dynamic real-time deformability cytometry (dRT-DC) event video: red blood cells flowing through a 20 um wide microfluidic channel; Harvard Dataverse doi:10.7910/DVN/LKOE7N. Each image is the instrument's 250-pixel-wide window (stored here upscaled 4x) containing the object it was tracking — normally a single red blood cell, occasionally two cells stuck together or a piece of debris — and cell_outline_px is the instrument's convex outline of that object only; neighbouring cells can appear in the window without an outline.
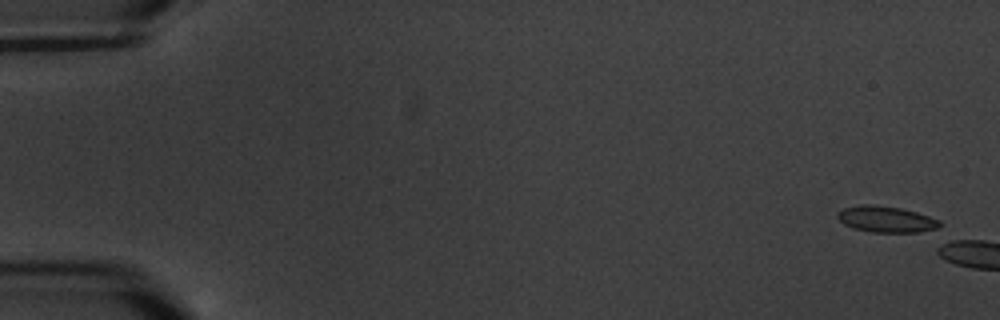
{"species": "common noctule bat (a hibernating species)", "species_latin": "Nyctalus noctula", "temperature_condition": "warm", "stored_images_in_passage": 5, "camera_frame_rate_fps": 3000, "um_per_image_px": 0.085, "animal": {"sex": "male", "body_mass_g": 20.1, "forearm_length_mm": 53.5}, "frame": {"image": 1, "passage_image": 1, "time_ms": 0.0, "image_size_px": [1000, 320], "cell_outline_px": [[940, 224], [936, 232], [872, 232], [852, 228], [844, 224], [836, 216], [836, 212], [844, 208], [860, 204], [872, 204], [900, 208], [916, 212], [940, 220]], "centroid_in_image_um": [75.34, 18.64], "position_along_channel_um": 9.7, "area_um2": 15.84}}